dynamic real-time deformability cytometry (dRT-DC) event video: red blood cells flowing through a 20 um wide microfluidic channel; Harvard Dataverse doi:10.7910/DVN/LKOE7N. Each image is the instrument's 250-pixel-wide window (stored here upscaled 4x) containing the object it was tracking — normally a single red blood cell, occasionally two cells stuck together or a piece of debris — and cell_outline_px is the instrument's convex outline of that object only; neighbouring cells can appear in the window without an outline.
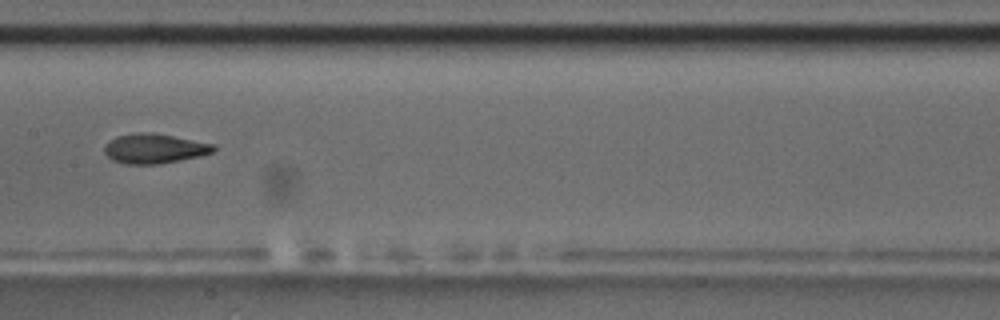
{"species": "common noctule bat (a hibernating species)", "species_latin": "Nyctalus noctula", "temperature_condition": "room temperature", "stored_images_in_passage": 6, "camera_frame_rate_fps": 3000, "um_per_image_px": 0.085, "animal": {"sex": "male", "body_mass_g": 17.5, "forearm_length_mm": 52.3}, "frame": {"image": 1, "passage_image": 5, "time_ms": 19.0, "image_size_px": [1000, 320], "cell_outline_px": [[216, 148], [212, 152], [200, 156], [160, 164], [124, 164], [112, 160], [104, 152], [104, 148], [108, 140], [116, 136], [132, 132], [152, 132], [212, 144]], "centroid_in_image_um": [13.05, 12.62], "position_along_channel_um": 194.3, "area_um2": 18.9}}